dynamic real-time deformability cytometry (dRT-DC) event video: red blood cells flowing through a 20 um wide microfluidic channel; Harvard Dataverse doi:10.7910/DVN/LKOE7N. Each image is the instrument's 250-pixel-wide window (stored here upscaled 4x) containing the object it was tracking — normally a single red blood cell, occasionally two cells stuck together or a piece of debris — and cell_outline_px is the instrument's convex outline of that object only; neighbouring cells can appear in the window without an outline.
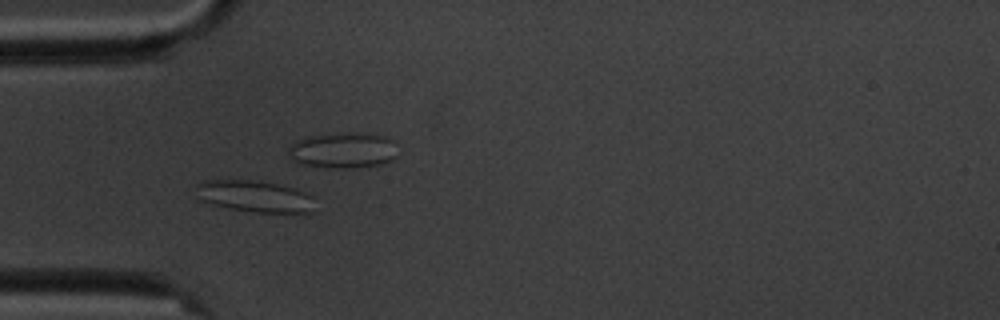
{"species": "common noctule bat (a hibernating species)", "species_latin": "Nyctalus noctula", "temperature_condition": "cold", "stored_images_in_passage": 2, "camera_frame_rate_fps": 3000, "um_per_image_px": 0.085, "animal": {"sex": "male", "body_mass_g": 20.1, "forearm_length_mm": 53.5}, "frame": {"image": 1, "passage_image": 1, "time_ms": 0.0, "image_size_px": [1000, 320], "cell_outline_px": [[312, 212], [256, 212], [232, 208], [212, 204], [200, 200], [196, 184], [204, 180], [252, 180], [276, 184], [292, 188], [304, 192], [312, 196]], "centroid_in_image_um": [21.61, 16.67], "position_along_channel_um": 63.4, "area_um2": 21.33}}
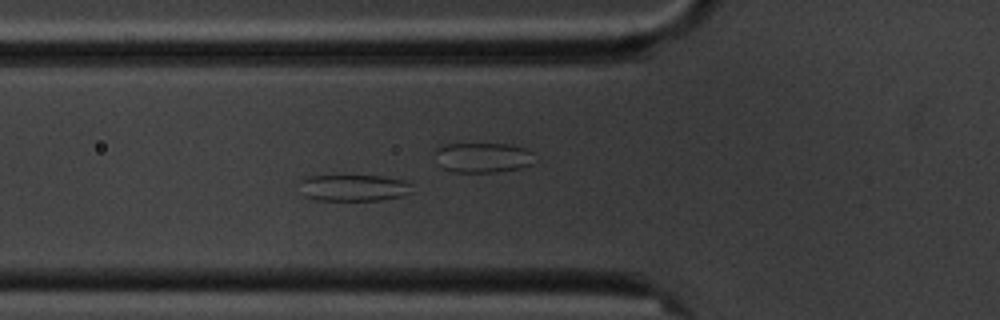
{"frame": {"image": 2, "passage_image": 2, "time_ms": 1.0, "image_size_px": [1000, 320], "cell_outline_px": [[412, 192], [404, 196], [384, 200], [316, 200], [304, 196], [300, 180], [300, 176], [384, 176], [404, 180], [412, 184]], "centroid_in_image_um": [30.1, 15.96], "position_along_channel_um": 95.7, "area_um2": 17.63}}